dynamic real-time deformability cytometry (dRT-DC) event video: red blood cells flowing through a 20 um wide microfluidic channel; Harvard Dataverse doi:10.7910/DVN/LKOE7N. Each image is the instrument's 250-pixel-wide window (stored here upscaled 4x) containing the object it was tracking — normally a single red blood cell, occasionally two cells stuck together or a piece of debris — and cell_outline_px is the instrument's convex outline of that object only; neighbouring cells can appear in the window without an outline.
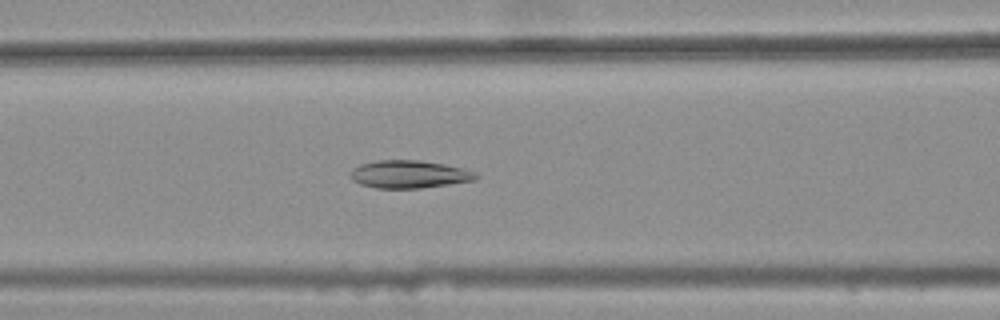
{"species": "common noctule bat (a hibernating species)", "species_latin": "Nyctalus noctula", "temperature_condition": "warm", "stored_images_in_passage": 48, "camera_frame_rate_fps": 3000, "um_per_image_px": 0.085, "animal": {"sex": "female", "body_mass_g": 25.1}, "frame": {"image": 1, "passage_image": 24, "time_ms": 7.667, "image_size_px": [1000, 320], "cell_outline_px": [[480, 176], [476, 180], [420, 188], [376, 188], [360, 184], [352, 180], [352, 168], [360, 164], [376, 160], [420, 160], [444, 164], [464, 168]], "centroid_in_image_um": [34.77, 14.81], "position_along_channel_um": 131.8, "area_um2": 20.23}}
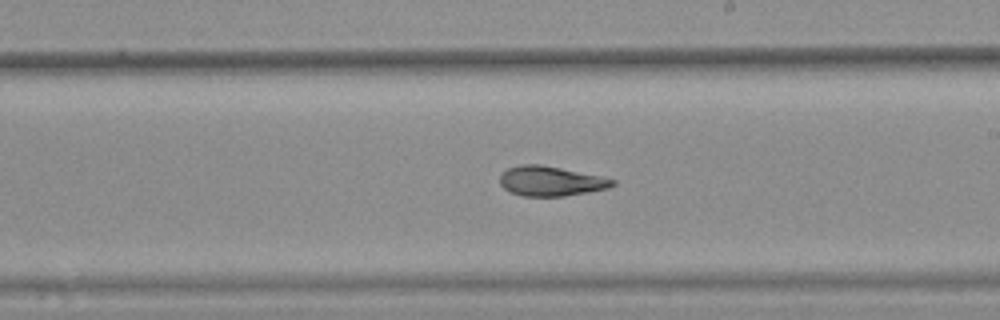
{"frame": {"image": 2, "passage_image": 33, "time_ms": 10.667, "image_size_px": [1000, 320], "cell_outline_px": [[616, 184], [608, 188], [564, 196], [520, 196], [504, 188], [500, 184], [500, 176], [508, 168], [520, 164], [540, 164], [600, 176], [616, 180]], "centroid_in_image_um": [46.8, 15.39], "position_along_channel_um": 242.2, "area_um2": 19.36}}
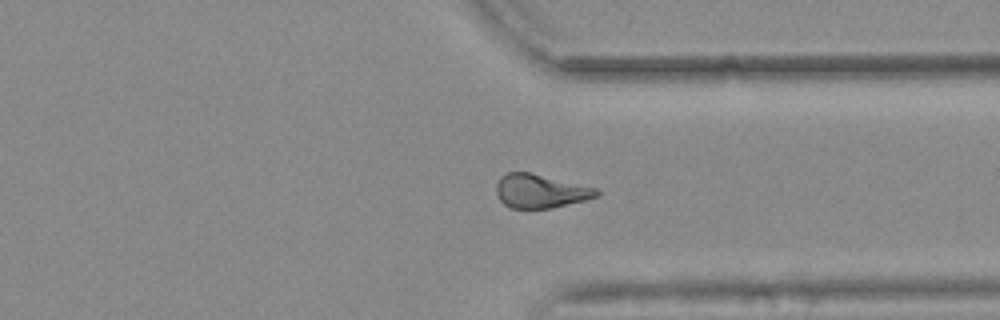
{"frame": {"image": 3, "passage_image": 43, "time_ms": 14.0, "image_size_px": [1000, 320], "cell_outline_px": [[600, 192], [596, 196], [584, 200], [552, 208], [508, 208], [500, 200], [496, 192], [496, 184], [500, 176], [508, 172], [528, 172], [596, 188]], "centroid_in_image_um": [45.88, 16.25], "position_along_channel_um": 365.5, "area_um2": 19.48}, "authors_computed_cell_mechanics": {"area_um2": 20.5768, "velocity_mm_per_s": 3.6873, "shape_relaxation_time_tau1_ms": null, "shape_relaxation_time_tau2_ms": 2.3598, "deformation_change_tau1": null, "deformation_change_tau2": 0.0777}}